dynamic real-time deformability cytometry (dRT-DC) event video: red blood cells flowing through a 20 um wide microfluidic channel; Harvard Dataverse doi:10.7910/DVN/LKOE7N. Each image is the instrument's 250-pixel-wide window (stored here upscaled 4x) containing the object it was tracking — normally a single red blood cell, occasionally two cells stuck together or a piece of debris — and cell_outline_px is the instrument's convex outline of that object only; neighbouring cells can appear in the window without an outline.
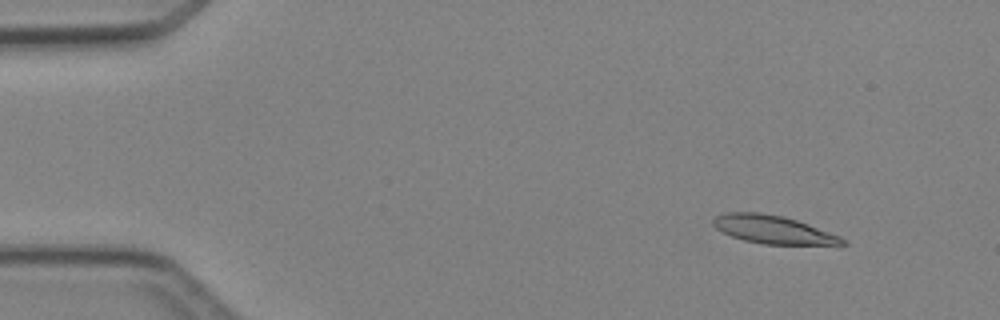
{"species": "Egyptian fruit bat (a non-hibernating species)", "species_latin": "Rousettus aegyptiacus", "temperature_condition": "cold", "stored_images_in_passage": 5, "segment_of_instrument_passage": [1, 2], "camera_frame_rate_fps": 3000, "um_per_image_px": 0.085, "animal": {"sex": "female"}, "frame": {"image": 1, "passage_image": 2, "time_ms": 1.333, "image_size_px": [1000, 320], "cell_outline_px": [[848, 244], [764, 244], [744, 240], [732, 236], [716, 228], [712, 224], [712, 220], [716, 216], [728, 212], [756, 212], [784, 216], [808, 224], [840, 236], [848, 240]], "centroid_in_image_um": [65.72, 19.51], "position_along_channel_um": 19.3, "area_um2": 20.92}}